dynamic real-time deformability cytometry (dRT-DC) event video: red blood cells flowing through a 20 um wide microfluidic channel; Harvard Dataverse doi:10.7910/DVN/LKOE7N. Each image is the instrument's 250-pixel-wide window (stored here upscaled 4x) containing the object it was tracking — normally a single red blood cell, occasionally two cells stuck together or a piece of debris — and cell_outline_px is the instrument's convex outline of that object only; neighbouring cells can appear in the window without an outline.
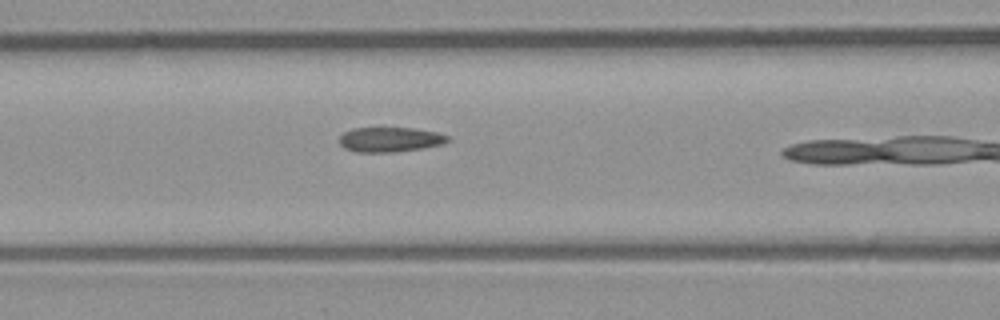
{"species": "common noctule bat (a hibernating species)", "species_latin": "Nyctalus noctula", "temperature_condition": "room temperature", "stored_images_in_passage": 25, "camera_frame_rate_fps": 3000, "um_per_image_px": 0.085, "animal": {"sex": "male", "body_mass_g": 23.1, "forearm_length_mm": 52.7}, "frame": {"image": 1, "passage_image": 15, "time_ms": 4.667, "image_size_px": [1000, 320], "cell_outline_px": [[452, 140], [444, 144], [424, 148], [396, 152], [356, 152], [344, 148], [340, 144], [340, 136], [344, 132], [352, 128], [412, 128], [436, 132], [448, 136]], "centroid_in_image_um": [33.18, 11.87], "position_along_channel_um": 133.4, "area_um2": 15.78}}
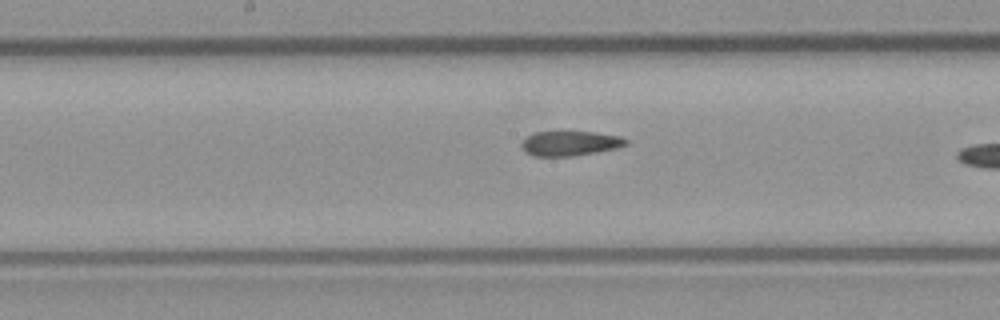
{"frame": {"image": 2, "passage_image": 20, "time_ms": 6.333, "image_size_px": [1000, 320], "cell_outline_px": [[628, 144], [616, 148], [596, 152], [572, 156], [532, 156], [524, 152], [520, 144], [532, 132], [592, 132], [620, 136], [628, 140]], "centroid_in_image_um": [48.43, 12.19], "position_along_channel_um": 199.8, "area_um2": 15.03}}
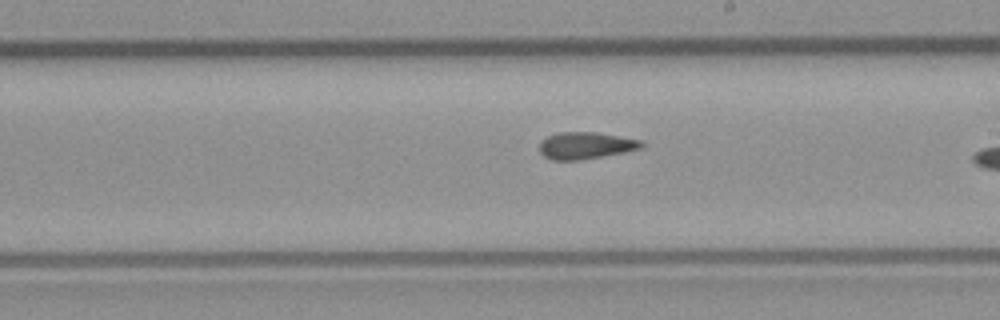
{"frame": {"image": 3, "passage_image": 23, "time_ms": 7.333, "image_size_px": [1000, 320], "cell_outline_px": [[644, 144], [640, 148], [624, 152], [580, 160], [552, 160], [544, 156], [540, 152], [540, 140], [556, 132], [596, 132], [640, 140]], "centroid_in_image_um": [49.73, 12.36], "position_along_channel_um": 239.3, "area_um2": 15.9}}